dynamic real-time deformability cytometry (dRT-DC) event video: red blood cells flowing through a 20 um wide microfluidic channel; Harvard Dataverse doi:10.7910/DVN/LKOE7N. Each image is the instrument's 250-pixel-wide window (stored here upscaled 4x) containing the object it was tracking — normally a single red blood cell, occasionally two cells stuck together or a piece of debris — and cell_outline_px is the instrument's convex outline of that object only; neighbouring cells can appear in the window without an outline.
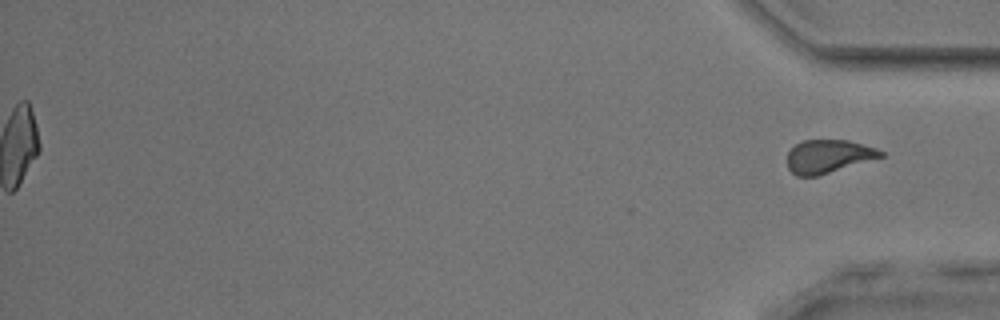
{"species": "common noctule bat (a hibernating species)", "species_latin": "Nyctalus noctula", "temperature_condition": "room temperature", "stored_images_in_passage": 52, "segment_of_instrument_passage": [2, 2], "camera_frame_rate_fps": 3000, "um_per_image_px": 0.085, "animal": {"sex": "male", "body_mass_g": 17.9, "forearm_length_mm": 54.2}, "frame": {"image": 1, "passage_image": 52, "time_ms": 17.0, "image_size_px": [1000, 320], "cell_outline_px": [[884, 156], [816, 176], [796, 176], [788, 168], [788, 152], [796, 144], [804, 140], [848, 140], [864, 144], [876, 148], [884, 152]], "centroid_in_image_um": [70.41, 13.28], "position_along_channel_um": 364.8, "area_um2": 17.92}}